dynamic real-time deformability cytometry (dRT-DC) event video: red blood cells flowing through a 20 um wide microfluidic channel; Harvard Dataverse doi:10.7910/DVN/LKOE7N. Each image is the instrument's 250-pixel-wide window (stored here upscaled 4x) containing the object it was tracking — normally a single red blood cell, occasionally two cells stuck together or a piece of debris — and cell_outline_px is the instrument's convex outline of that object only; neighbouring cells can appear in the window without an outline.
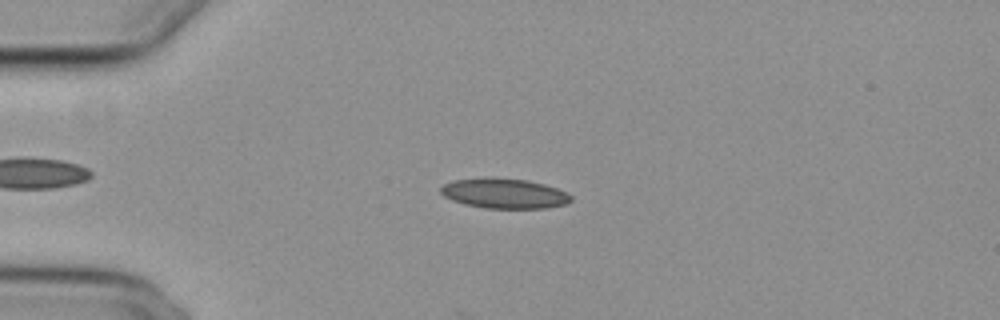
{"species": "common noctule bat (a hibernating species)", "species_latin": "Nyctalus noctula", "temperature_condition": "cold", "stored_images_in_passage": 51, "camera_frame_rate_fps": 3000, "um_per_image_px": 0.085, "animal": {"sex": "female", "body_mass_g": 29.2, "forearm_length_mm": 56.3}, "frame": {"image": 1, "passage_image": 14, "time_ms": 4.333, "image_size_px": [1000, 320], "cell_outline_px": [[572, 200], [568, 204], [548, 208], [484, 208], [464, 204], [452, 200], [444, 196], [440, 192], [440, 188], [444, 184], [452, 180], [528, 180], [544, 184], [568, 192], [572, 196]], "centroid_in_image_um": [42.93, 16.49], "position_along_channel_um": 42.1, "area_um2": 22.14}}
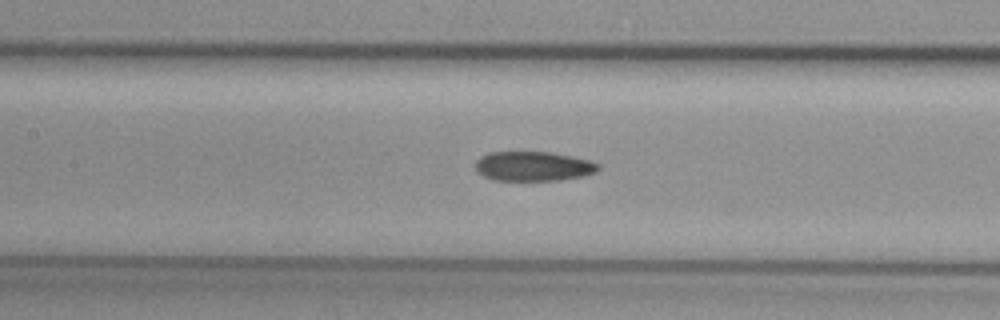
{"frame": {"image": 2, "passage_image": 26, "time_ms": 8.333, "image_size_px": [1000, 320], "cell_outline_px": [[600, 168], [596, 172], [584, 176], [560, 180], [492, 180], [476, 172], [476, 160], [480, 156], [488, 152], [552, 152], [592, 160], [600, 164]], "centroid_in_image_um": [45.35, 14.12], "position_along_channel_um": 162.0, "area_um2": 21.44}}
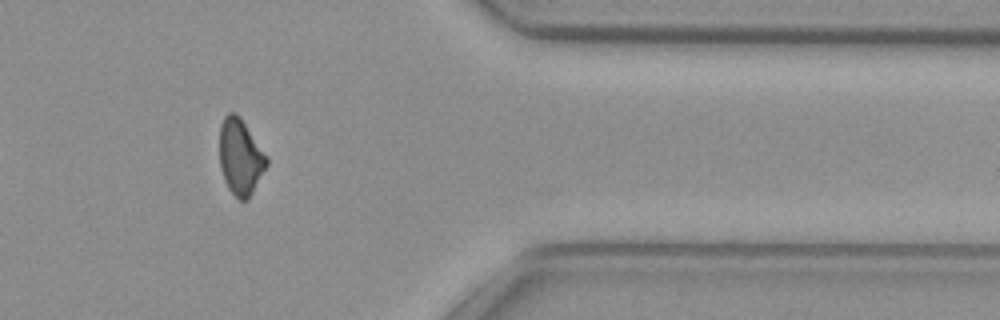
{"frame": {"image": 3, "passage_image": 46, "time_ms": 15.0, "image_size_px": [1000, 320], "cell_outline_px": [[268, 164], [248, 200], [240, 200], [228, 188], [224, 180], [220, 168], [220, 124], [224, 116], [228, 112], [236, 112], [240, 116], [268, 156]], "centroid_in_image_um": [20.44, 13.31], "position_along_channel_um": 391.0, "area_um2": 20.98}}